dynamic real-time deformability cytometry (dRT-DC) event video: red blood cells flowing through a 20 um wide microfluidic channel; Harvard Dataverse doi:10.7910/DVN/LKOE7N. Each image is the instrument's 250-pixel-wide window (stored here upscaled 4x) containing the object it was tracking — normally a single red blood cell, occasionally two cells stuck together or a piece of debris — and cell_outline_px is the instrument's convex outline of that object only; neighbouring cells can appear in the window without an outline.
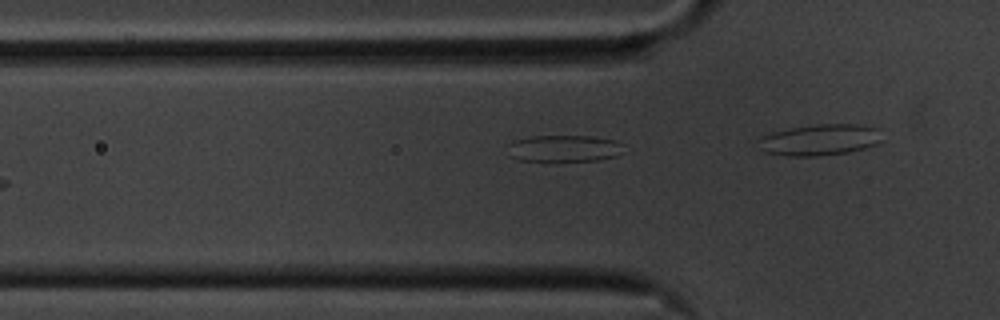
{"species": "common noctule bat (a hibernating species)", "species_latin": "Nyctalus noctula", "temperature_condition": "cold", "stored_images_in_passage": 7, "camera_frame_rate_fps": 3000, "um_per_image_px": 0.085, "animal": {"sex": "male", "body_mass_g": 20.1, "forearm_length_mm": 53.5}, "frame": {"image": 1, "passage_image": 5, "time_ms": 1.333, "image_size_px": [1000, 320], "cell_outline_px": [[620, 144], [616, 156], [600, 160], [520, 160], [508, 156], [508, 144], [512, 140], [532, 136], [592, 136], [616, 140]], "centroid_in_image_um": [47.85, 12.6], "position_along_channel_um": 78.0, "area_um2": 17.74}}